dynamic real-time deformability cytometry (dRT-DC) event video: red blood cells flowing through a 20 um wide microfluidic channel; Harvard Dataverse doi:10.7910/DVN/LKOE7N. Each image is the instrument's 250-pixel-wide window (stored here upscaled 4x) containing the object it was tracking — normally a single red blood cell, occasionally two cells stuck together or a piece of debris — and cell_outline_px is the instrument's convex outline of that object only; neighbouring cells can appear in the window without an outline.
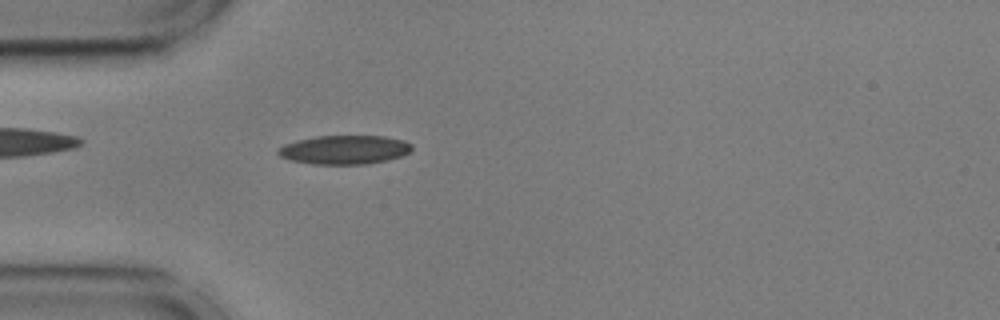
{"species": "common noctule bat (a hibernating species)", "species_latin": "Nyctalus noctula", "temperature_condition": "cold", "stored_images_in_passage": 20, "camera_frame_rate_fps": 3000, "um_per_image_px": 0.085, "animal": {"sex": "male", "body_mass_g": 17.9, "forearm_length_mm": 54.2}, "frame": {"image": 1, "passage_image": 15, "time_ms": 4.667, "image_size_px": [1000, 320], "cell_outline_px": [[412, 152], [388, 160], [368, 164], [312, 164], [292, 160], [280, 156], [276, 152], [276, 148], [284, 144], [296, 140], [316, 136], [384, 136], [404, 140], [412, 144]], "centroid_in_image_um": [29.28, 12.72], "position_along_channel_um": 55.7, "area_um2": 22.72}}